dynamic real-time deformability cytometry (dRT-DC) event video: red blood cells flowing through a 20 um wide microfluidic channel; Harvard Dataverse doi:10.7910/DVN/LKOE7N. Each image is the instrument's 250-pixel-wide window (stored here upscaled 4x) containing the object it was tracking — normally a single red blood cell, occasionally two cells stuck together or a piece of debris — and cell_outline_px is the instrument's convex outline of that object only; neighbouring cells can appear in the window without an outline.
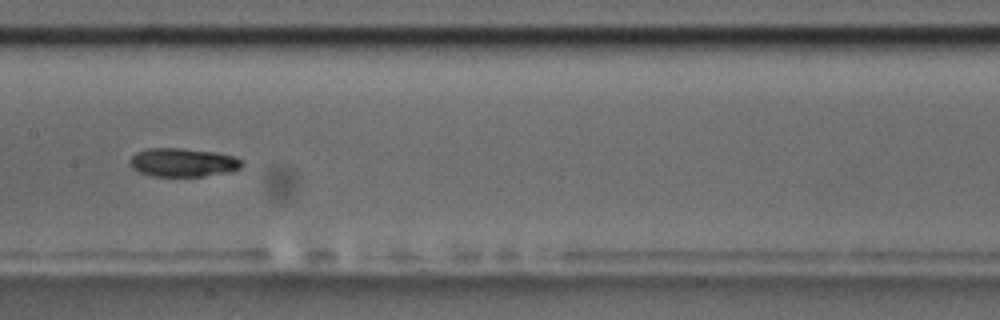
{"species": "common noctule bat (a hibernating species)", "species_latin": "Nyctalus noctula", "temperature_condition": "room temperature", "stored_images_in_passage": 9, "camera_frame_rate_fps": 3000, "um_per_image_px": 0.085, "animal": {"sex": "male", "body_mass_g": 17.5, "forearm_length_mm": 52.3}, "frame": {"image": 1, "passage_image": 7, "time_ms": 7.0, "image_size_px": [1000, 320], "cell_outline_px": [[244, 164], [240, 168], [232, 172], [204, 176], [152, 176], [140, 172], [132, 168], [128, 164], [128, 160], [136, 152], [148, 148], [180, 148], [216, 152], [236, 156]], "centroid_in_image_um": [15.55, 13.81], "position_along_channel_um": 191.8, "area_um2": 18.9}}
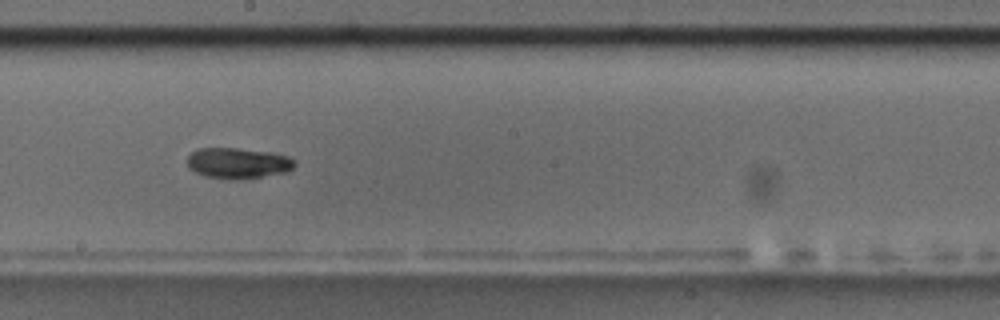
{"frame": {"image": 2, "passage_image": 8, "time_ms": 8.0, "image_size_px": [1000, 320], "cell_outline_px": [[296, 164], [288, 172], [236, 180], [232, 180], [204, 176], [188, 168], [188, 156], [196, 148], [236, 148], [272, 152], [288, 156], [296, 160]], "centroid_in_image_um": [20.24, 13.86], "position_along_channel_um": 228.0, "area_um2": 19.42}}
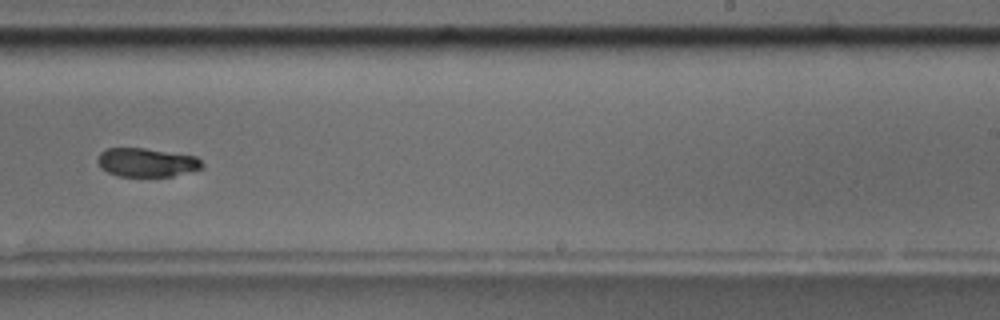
{"frame": {"image": 3, "passage_image": 9, "time_ms": 9.333, "image_size_px": [1000, 320], "cell_outline_px": [[204, 168], [172, 176], [120, 176], [108, 172], [100, 168], [96, 160], [100, 152], [104, 148], [144, 148], [196, 156], [204, 164]], "centroid_in_image_um": [12.45, 13.8], "position_along_channel_um": 276.6, "area_um2": 17.57}}